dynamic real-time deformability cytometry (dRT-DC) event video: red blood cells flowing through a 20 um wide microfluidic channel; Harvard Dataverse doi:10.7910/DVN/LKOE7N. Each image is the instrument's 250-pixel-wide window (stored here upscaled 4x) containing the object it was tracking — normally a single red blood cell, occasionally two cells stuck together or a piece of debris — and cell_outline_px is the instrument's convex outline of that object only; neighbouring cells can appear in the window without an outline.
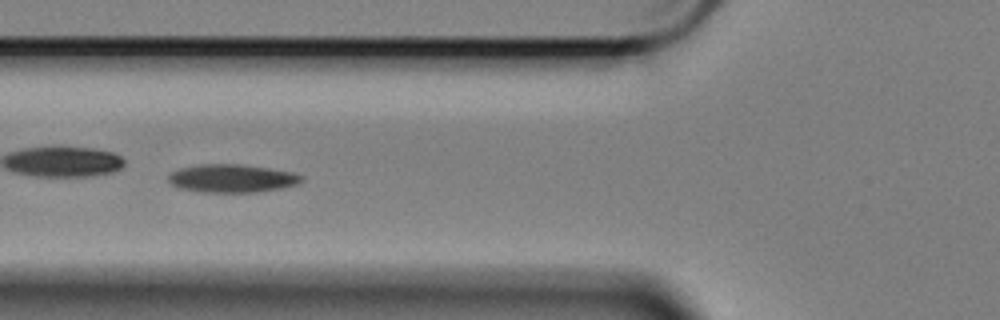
{"species": "Egyptian fruit bat (a non-hibernating species)", "species_latin": "Rousettus aegyptiacus", "temperature_condition": "cold", "stored_images_in_passage": 47, "camera_frame_rate_fps": 3000, "um_per_image_px": 0.085, "animal": {"sex": "female"}, "frame": {"image": 1, "passage_image": 14, "time_ms": 4.333, "image_size_px": [1000, 320], "cell_outline_px": [[304, 180], [300, 184], [280, 188], [256, 192], [200, 192], [176, 188], [168, 180], [168, 176], [172, 172], [180, 168], [200, 164], [240, 164], [268, 168], [292, 172], [304, 176]], "centroid_in_image_um": [19.72, 15.16], "position_along_channel_um": 106.1, "area_um2": 21.96}, "authors_computed_cell_mechanics": {"area_um2": 21.3282, "velocity_mm_per_s": 3.3722, "shape_relaxation_time_tau1_ms": 5.0489, "shape_relaxation_time_tau2_ms": 6.159, "deformation_change_tau1": 0.1211, "deformation_change_tau2": 0.1131}}